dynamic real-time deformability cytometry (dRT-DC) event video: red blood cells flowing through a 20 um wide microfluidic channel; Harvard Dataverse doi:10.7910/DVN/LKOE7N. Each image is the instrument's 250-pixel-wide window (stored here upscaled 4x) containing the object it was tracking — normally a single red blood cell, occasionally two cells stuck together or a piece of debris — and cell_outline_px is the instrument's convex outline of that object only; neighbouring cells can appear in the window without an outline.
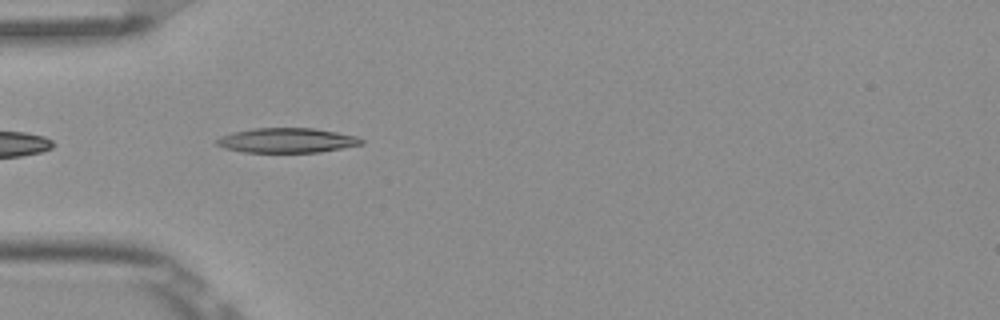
{"species": "Egyptian fruit bat (a non-hibernating species)", "species_latin": "Rousettus aegyptiacus", "temperature_condition": "room temperature", "stored_images_in_passage": 5, "camera_frame_rate_fps": 3000, "um_per_image_px": 0.085, "frame": {"image": 1, "passage_image": 4, "time_ms": 1.0, "image_size_px": [1000, 320], "cell_outline_px": [[364, 144], [320, 152], [244, 152], [224, 148], [216, 144], [216, 140], [220, 136], [232, 132], [252, 128], [312, 128], [336, 132], [356, 136], [364, 140]], "centroid_in_image_um": [24.37, 11.93], "position_along_channel_um": 60.6, "area_um2": 20.87}}
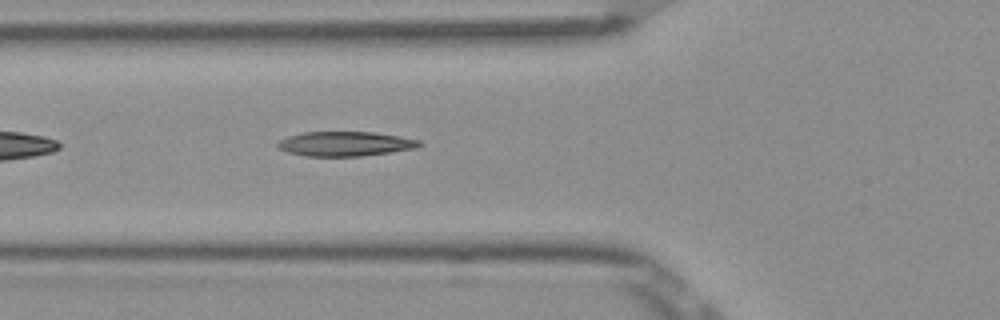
{"frame": {"image": 2, "passage_image": 5, "time_ms": 1.333, "image_size_px": [1000, 320], "cell_outline_px": [[424, 144], [416, 148], [360, 156], [304, 156], [288, 152], [280, 148], [276, 144], [280, 140], [288, 136], [304, 132], [376, 132], [400, 136], [420, 140]], "centroid_in_image_um": [29.36, 12.22], "position_along_channel_um": 96.4, "area_um2": 20.23}}